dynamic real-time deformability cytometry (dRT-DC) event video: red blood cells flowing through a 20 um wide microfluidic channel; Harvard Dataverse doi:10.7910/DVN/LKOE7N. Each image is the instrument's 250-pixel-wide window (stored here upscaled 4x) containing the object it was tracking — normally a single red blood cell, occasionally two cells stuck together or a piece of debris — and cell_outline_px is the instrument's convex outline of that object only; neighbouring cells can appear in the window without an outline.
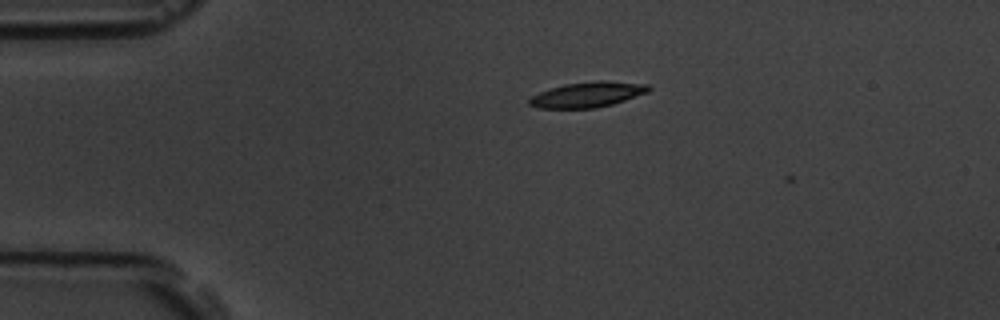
{"species": "common noctule bat (a hibernating species)", "species_latin": "Nyctalus noctula", "temperature_condition": "room temperature", "stored_images_in_passage": 3, "camera_frame_rate_fps": 3000, "um_per_image_px": 0.085, "animal": {"sex": "male", "body_mass_g": 19.5, "forearm_length_mm": 54.6}, "frame": {"image": 1, "passage_image": 2, "time_ms": 1.0, "image_size_px": [1000, 320], "cell_outline_px": [[652, 88], [648, 92], [612, 104], [596, 108], [540, 108], [528, 104], [528, 100], [532, 96], [540, 92], [564, 84], [596, 80], [608, 80], [648, 84]], "centroid_in_image_um": [49.97, 8.02], "position_along_channel_um": 35.0, "area_um2": 17.63}}